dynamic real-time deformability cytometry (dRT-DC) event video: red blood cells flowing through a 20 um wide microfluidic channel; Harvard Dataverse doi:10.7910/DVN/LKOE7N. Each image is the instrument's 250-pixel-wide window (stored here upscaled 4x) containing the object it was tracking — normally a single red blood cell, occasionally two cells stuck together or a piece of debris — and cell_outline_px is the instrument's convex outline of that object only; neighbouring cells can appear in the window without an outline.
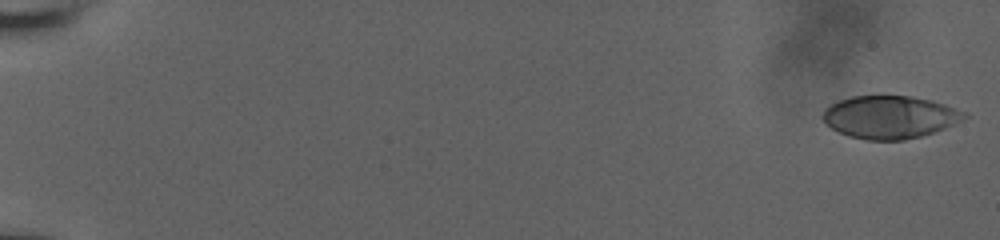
{"species": "human", "species_latin": "Homo sapiens", "temperature_condition": "room temperature", "stored_images_in_passage": 57, "camera_frame_rate_fps": 3000, "um_per_image_px": 0.085, "donor": {"sex": "male"}, "frame": {"image": 1, "passage_image": 1, "time_ms": 0.0, "image_size_px": [1000, 240], "cell_outline_px": [[968, 116], [964, 120], [944, 128], [920, 136], [904, 140], [864, 140], [848, 136], [832, 128], [820, 116], [824, 108], [840, 100], [852, 96], [912, 96], [932, 100], [968, 112]], "centroid_in_image_um": [75.65, 9.95], "position_along_channel_um": 9.4, "area_um2": 35.32}}
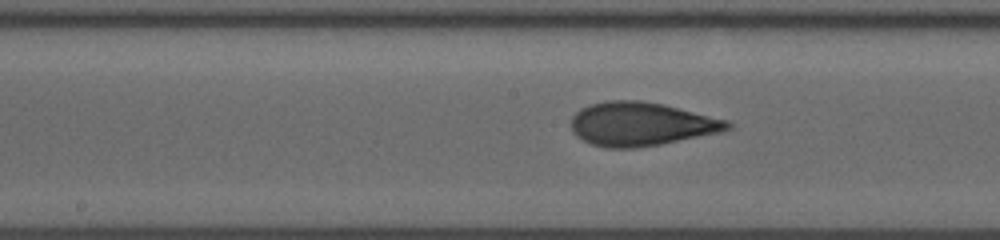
{"frame": {"image": 2, "passage_image": 32, "time_ms": 10.333, "image_size_px": [1000, 240], "cell_outline_px": [[732, 128], [720, 132], [660, 144], [636, 148], [608, 148], [592, 144], [576, 136], [572, 132], [572, 116], [580, 108], [592, 104], [608, 100], [640, 100], [664, 104], [728, 120], [732, 124]], "centroid_in_image_um": [54.49, 10.54], "position_along_channel_um": 193.7, "area_um2": 39.71}}
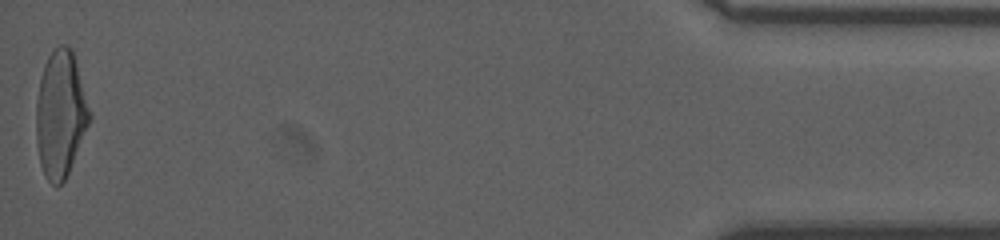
{"frame": {"image": 3, "passage_image": 57, "time_ms": 18.667, "image_size_px": [1000, 240], "cell_outline_px": [[92, 116], [68, 172], [64, 180], [60, 184], [52, 184], [44, 176], [40, 164], [36, 144], [36, 100], [40, 80], [44, 64], [48, 56], [60, 44], [68, 44], [72, 48]], "centroid_in_image_um": [5.13, 9.68], "position_along_channel_um": 430.1, "area_um2": 39.25}, "authors_computed_cell_mechanics": {"area_um2": 38.3792, "velocity_mm_per_s": 3.8315, "shape_relaxation_time_tau1_ms": 9.6746, "shape_relaxation_time_tau2_ms": 1.2051, "deformation_change_tau1": 0.2996, "deformation_change_tau2": 0.0817}}